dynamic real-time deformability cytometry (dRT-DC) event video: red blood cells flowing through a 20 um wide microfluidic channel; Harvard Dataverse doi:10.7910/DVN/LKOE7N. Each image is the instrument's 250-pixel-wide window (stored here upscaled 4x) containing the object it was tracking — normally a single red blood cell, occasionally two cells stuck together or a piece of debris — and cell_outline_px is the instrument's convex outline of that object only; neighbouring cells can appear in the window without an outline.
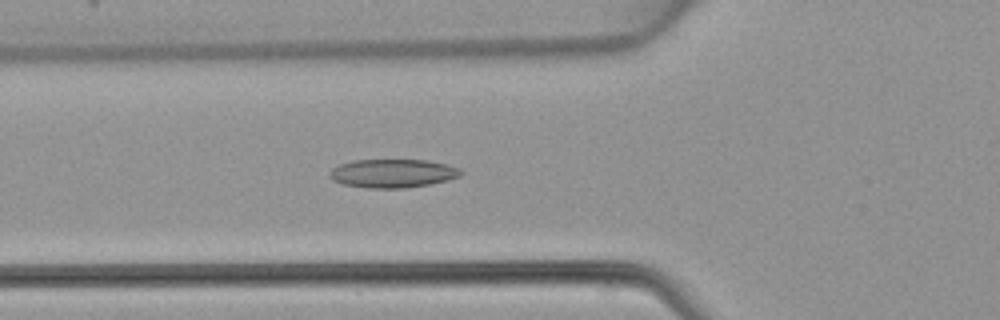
{"species": "common noctule bat (a hibernating species)", "species_latin": "Nyctalus noctula", "temperature_condition": "warm", "stored_images_in_passage": 47, "camera_frame_rate_fps": 3000, "um_per_image_px": 0.085, "animal": {"sex": "female", "body_mass_g": 22.7, "forearm_length_mm": 54.2}, "frame": {"image": 1, "passage_image": 17, "time_ms": 5.333, "image_size_px": [1000, 320], "cell_outline_px": [[464, 172], [460, 176], [448, 180], [428, 184], [404, 188], [368, 188], [344, 184], [332, 180], [328, 176], [328, 172], [332, 168], [340, 164], [352, 160], [428, 160], [448, 164], [460, 168]], "centroid_in_image_um": [33.38, 14.73], "position_along_channel_um": 92.4, "area_um2": 21.96}}
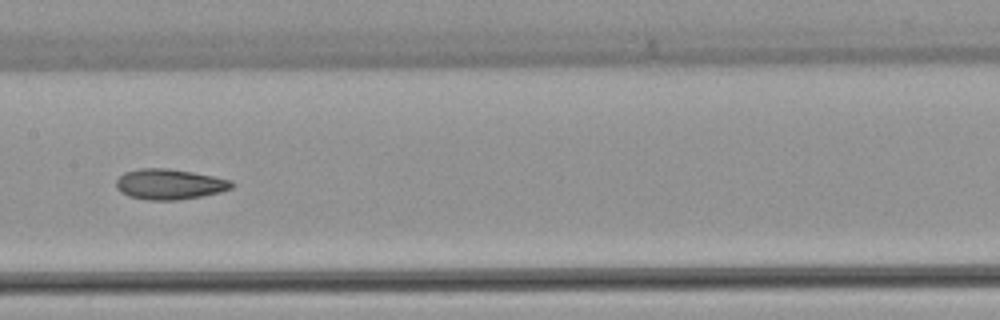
{"frame": {"image": 2, "passage_image": 24, "time_ms": 7.667, "image_size_px": [1000, 320], "cell_outline_px": [[236, 184], [232, 188], [220, 192], [200, 196], [176, 200], [148, 200], [128, 196], [120, 192], [116, 188], [116, 180], [124, 172], [140, 168], [168, 168], [192, 172], [232, 180]], "centroid_in_image_um": [14.4, 15.65], "position_along_channel_um": 193.0, "area_um2": 20.58}}
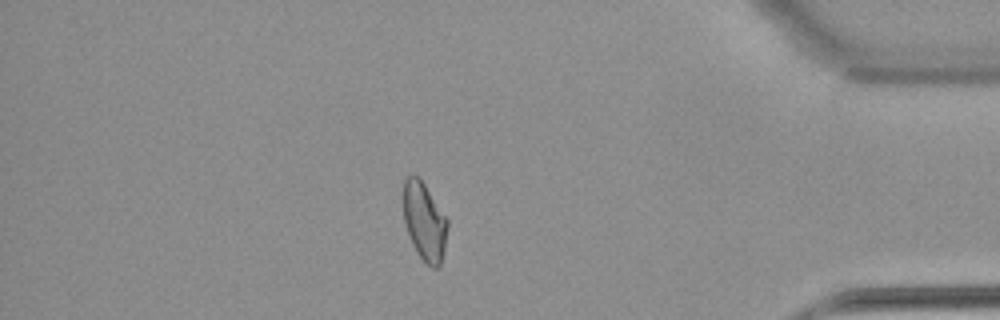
{"frame": {"image": 3, "passage_image": 41, "time_ms": 13.333, "image_size_px": [1000, 320], "cell_outline_px": [[448, 228], [444, 248], [440, 264], [436, 268], [432, 268], [416, 252], [408, 232], [404, 220], [404, 180], [412, 172], [420, 176], [448, 220]], "centroid_in_image_um": [36.08, 18.76], "position_along_channel_um": 399.1, "area_um2": 20.0}}